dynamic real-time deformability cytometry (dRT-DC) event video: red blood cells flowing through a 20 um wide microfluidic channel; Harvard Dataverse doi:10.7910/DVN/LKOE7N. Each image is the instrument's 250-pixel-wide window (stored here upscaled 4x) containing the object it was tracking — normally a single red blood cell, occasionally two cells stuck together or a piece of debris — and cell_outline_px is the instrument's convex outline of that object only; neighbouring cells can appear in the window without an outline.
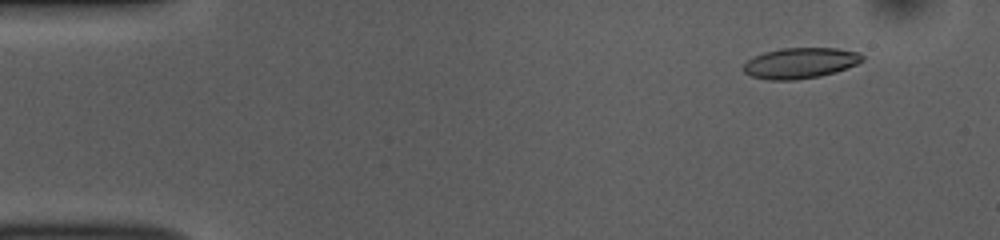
{"species": "common noctule bat (a hibernating species)", "species_latin": "Nyctalus noctula", "temperature_condition": "room temperature", "stored_images_in_passage": 48, "camera_frame_rate_fps": 3000, "um_per_image_px": 0.085, "animal": {"sex": "female", "body_mass_g": 10.0, "forearm_length_mm": 53.1}, "frame": {"image": 1, "passage_image": 1, "time_ms": 0.0, "image_size_px": [1000, 240], "cell_outline_px": [[864, 60], [856, 64], [836, 72], [820, 76], [796, 80], [768, 80], [752, 76], [744, 72], [744, 64], [748, 60], [764, 52], [780, 48], [836, 48], [860, 52], [864, 56]], "centroid_in_image_um": [68.05, 5.36], "position_along_channel_um": 16.9, "area_um2": 21.27}}
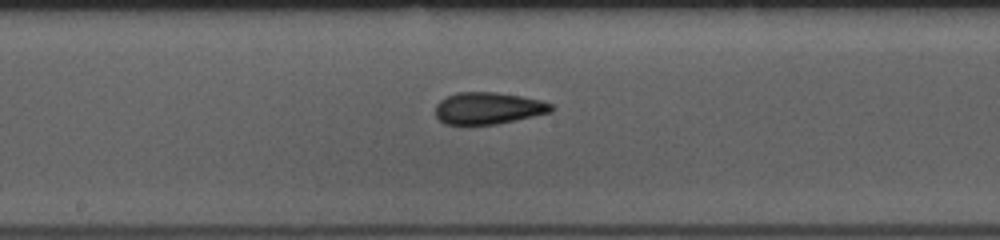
{"frame": {"image": 2, "passage_image": 23, "time_ms": 7.333, "image_size_px": [1000, 240], "cell_outline_px": [[556, 108], [552, 112], [496, 124], [468, 128], [444, 124], [436, 116], [436, 104], [440, 100], [456, 92], [496, 92], [520, 96], [540, 100], [552, 104]], "centroid_in_image_um": [41.46, 9.24], "position_along_channel_um": 206.7, "area_um2": 22.2}}
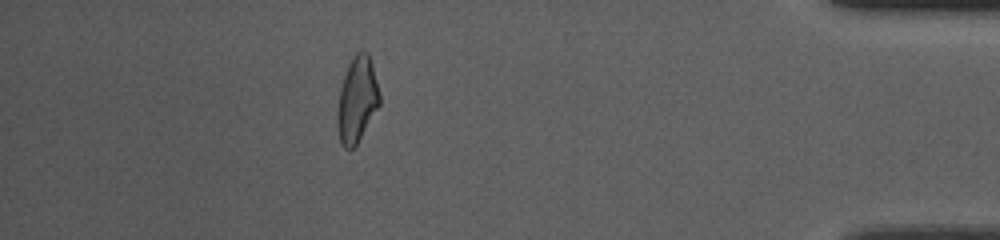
{"frame": {"image": 3, "passage_image": 42, "time_ms": 13.667, "image_size_px": [1000, 240], "cell_outline_px": [[380, 104], [356, 144], [352, 148], [344, 148], [340, 144], [336, 124], [336, 116], [340, 88], [348, 64], [356, 52], [368, 52], [372, 64], [380, 92]], "centroid_in_image_um": [30.33, 8.48], "position_along_channel_um": 404.9, "area_um2": 20.98}, "authors_computed_cell_mechanics": {"area_um2": 21.6461, "velocity_mm_per_s": 3.8668, "shape_relaxation_time_tau1_ms": 4.9073, "shape_relaxation_time_tau2_ms": 1.8294, "deformation_change_tau1": 0.1512, "deformation_change_tau2": 0.088}}